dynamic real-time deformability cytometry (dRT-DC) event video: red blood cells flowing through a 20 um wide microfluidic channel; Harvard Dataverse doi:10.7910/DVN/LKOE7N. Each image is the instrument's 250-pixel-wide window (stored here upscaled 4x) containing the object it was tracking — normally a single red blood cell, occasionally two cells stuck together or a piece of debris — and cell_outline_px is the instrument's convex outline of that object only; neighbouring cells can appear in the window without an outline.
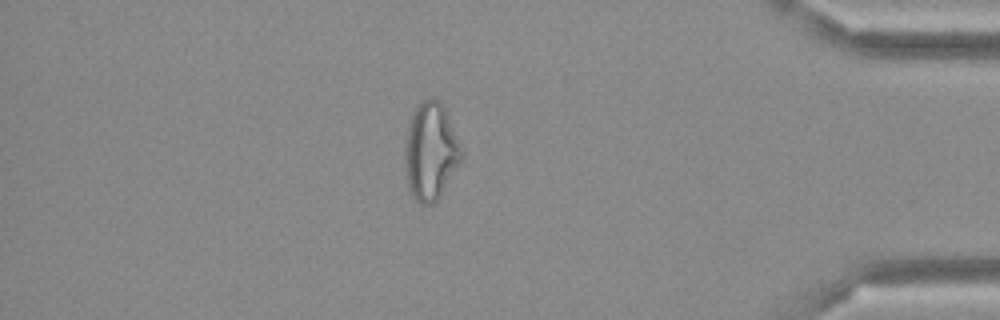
{"species": "Egyptian fruit bat (a non-hibernating species)", "species_latin": "Rousettus aegyptiacus", "temperature_condition": "cold", "stored_images_in_passage": 49, "camera_frame_rate_fps": 3000, "um_per_image_px": 0.085, "frame": {"image": 1, "passage_image": 42, "time_ms": 13.667, "image_size_px": [1000, 320], "cell_outline_px": [[464, 156], [440, 196], [432, 204], [420, 204], [412, 196], [408, 188], [404, 168], [404, 140], [408, 124], [416, 104], [420, 100], [432, 96], [444, 108], [464, 152]], "centroid_in_image_um": [36.57, 12.86], "position_along_channel_um": 398.6, "area_um2": 32.54}}